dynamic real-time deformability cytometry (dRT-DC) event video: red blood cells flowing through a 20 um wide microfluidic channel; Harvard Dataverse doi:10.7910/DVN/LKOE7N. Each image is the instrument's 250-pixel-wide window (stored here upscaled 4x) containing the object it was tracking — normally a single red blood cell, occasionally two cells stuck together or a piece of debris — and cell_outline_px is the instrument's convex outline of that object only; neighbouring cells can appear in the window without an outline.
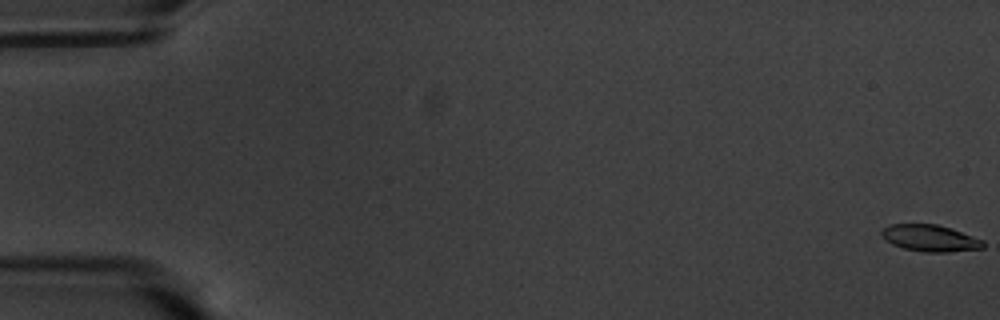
{"species": "common noctule bat (a hibernating species)", "species_latin": "Nyctalus noctula", "temperature_condition": "warm", "stored_images_in_passage": 59, "camera_frame_rate_fps": 3000, "um_per_image_px": 0.085, "animal": {"sex": "male", "body_mass_g": 20.1, "forearm_length_mm": 53.5}, "frame": {"image": 1, "passage_image": 1, "time_ms": 0.0, "image_size_px": [1000, 320], "cell_outline_px": [[984, 248], [948, 252], [924, 252], [904, 248], [892, 244], [884, 240], [880, 236], [880, 232], [888, 224], [936, 224], [952, 228], [984, 240]], "centroid_in_image_um": [79.04, 20.24], "position_along_channel_um": 6.0, "area_um2": 15.95}}
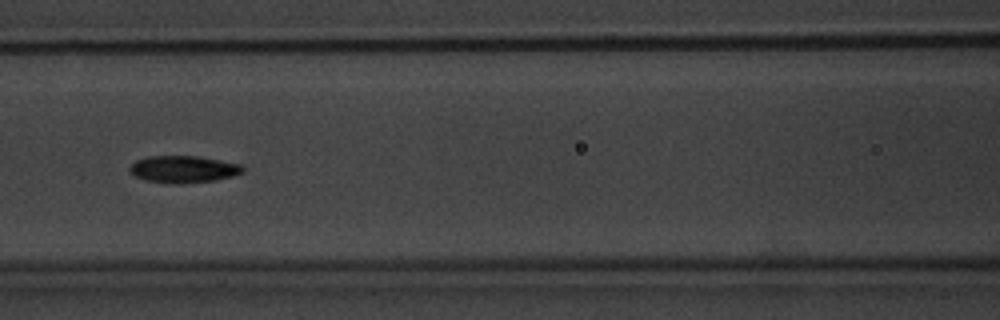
{"frame": {"image": 2, "passage_image": 27, "time_ms": 8.667, "image_size_px": [1000, 320], "cell_outline_px": [[244, 172], [232, 176], [216, 180], [176, 184], [168, 184], [144, 180], [136, 176], [128, 168], [136, 160], [148, 156], [196, 156], [220, 160], [240, 164], [244, 168]], "centroid_in_image_um": [15.58, 14.39], "position_along_channel_um": 151.0, "area_um2": 17.8}}
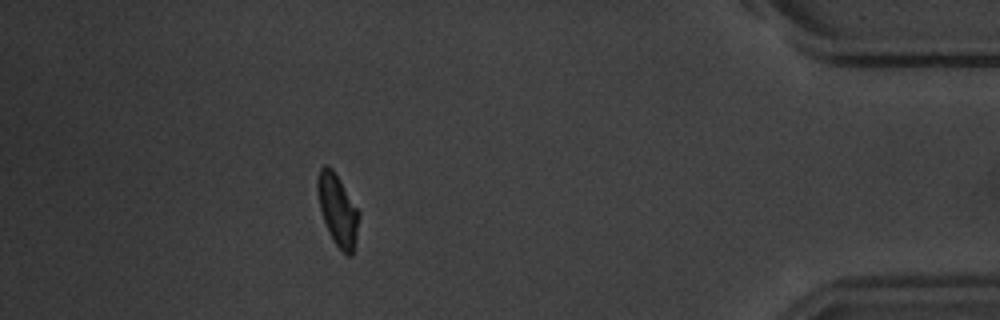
{"frame": {"image": 3, "passage_image": 53, "time_ms": 17.333, "image_size_px": [1000, 320], "cell_outline_px": [[360, 212], [356, 236], [352, 256], [348, 256], [332, 240], [328, 232], [320, 208], [316, 188], [316, 180], [320, 168], [324, 164], [328, 164], [332, 168], [340, 180]], "centroid_in_image_um": [28.68, 17.81], "position_along_channel_um": 406.5, "area_um2": 17.17}, "authors_computed_cell_mechanics": {"area_um2": 16.9932, "velocity_mm_per_s": 3.4949, "shape_relaxation_time_tau1_ms": 3.3627, "shape_relaxation_time_tau2_ms": 5.1692, "deformation_change_tau1": 0.1334, "deformation_change_tau2": 0.0932}}